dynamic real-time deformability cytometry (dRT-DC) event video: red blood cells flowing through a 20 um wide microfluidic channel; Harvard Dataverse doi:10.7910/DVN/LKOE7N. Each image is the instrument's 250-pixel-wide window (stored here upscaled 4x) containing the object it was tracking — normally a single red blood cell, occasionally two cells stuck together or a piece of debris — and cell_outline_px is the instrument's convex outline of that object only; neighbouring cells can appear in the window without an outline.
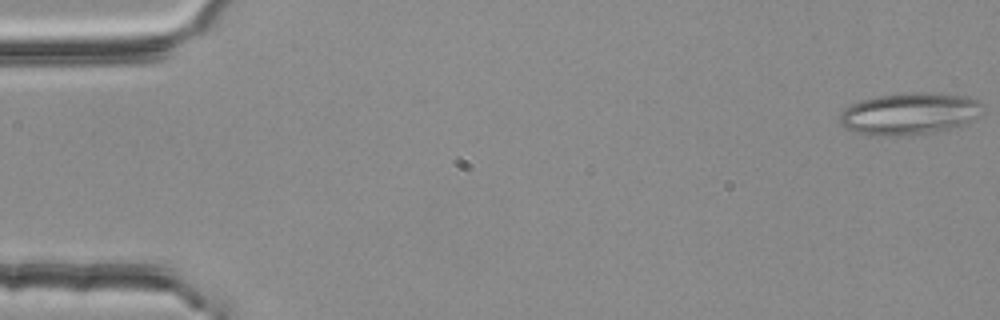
{"species": "common noctule bat (a hibernating species)", "species_latin": "Nyctalus noctula", "temperature_condition": "room temperature", "stored_images_in_passage": 55, "segment_of_instrument_passage": [1, 2], "camera_frame_rate_fps": 3000, "um_per_image_px": 0.085, "animal": {"sex": "female", "body_mass_g": 25.1}, "frame": {"image": 1, "passage_image": 1, "time_ms": 0.0, "image_size_px": [1000, 320], "cell_outline_px": [[984, 108], [976, 116], [964, 124], [948, 128], [928, 132], [888, 136], [864, 136], [840, 124], [840, 112], [852, 104], [860, 100], [900, 92], [924, 92], [968, 96], [980, 100], [984, 104]], "centroid_in_image_um": [77.29, 9.64], "position_along_channel_um": 7.7, "area_um2": 34.8}}